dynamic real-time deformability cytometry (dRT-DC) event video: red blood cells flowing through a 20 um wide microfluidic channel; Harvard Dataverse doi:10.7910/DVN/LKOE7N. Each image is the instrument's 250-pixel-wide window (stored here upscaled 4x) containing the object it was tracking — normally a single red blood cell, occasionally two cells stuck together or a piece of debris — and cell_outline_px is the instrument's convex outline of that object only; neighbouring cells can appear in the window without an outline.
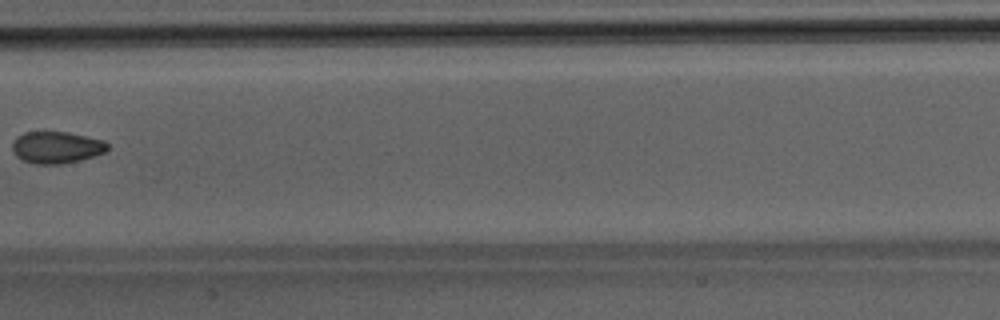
{"species": "Egyptian fruit bat (a non-hibernating species)", "species_latin": "Rousettus aegyptiacus", "temperature_condition": "room temperature", "stored_images_in_passage": 5, "camera_frame_rate_fps": 3000, "um_per_image_px": 0.085, "animal": {"sex": "male"}, "frame": {"image": 1, "passage_image": 5, "time_ms": 4.333, "image_size_px": [1000, 320], "cell_outline_px": [[108, 148], [104, 152], [80, 160], [60, 164], [36, 164], [24, 160], [16, 156], [12, 152], [12, 144], [16, 136], [24, 132], [68, 132], [104, 140], [108, 144]], "centroid_in_image_um": [4.77, 12.52], "position_along_channel_um": 202.6, "area_um2": 17.63}}